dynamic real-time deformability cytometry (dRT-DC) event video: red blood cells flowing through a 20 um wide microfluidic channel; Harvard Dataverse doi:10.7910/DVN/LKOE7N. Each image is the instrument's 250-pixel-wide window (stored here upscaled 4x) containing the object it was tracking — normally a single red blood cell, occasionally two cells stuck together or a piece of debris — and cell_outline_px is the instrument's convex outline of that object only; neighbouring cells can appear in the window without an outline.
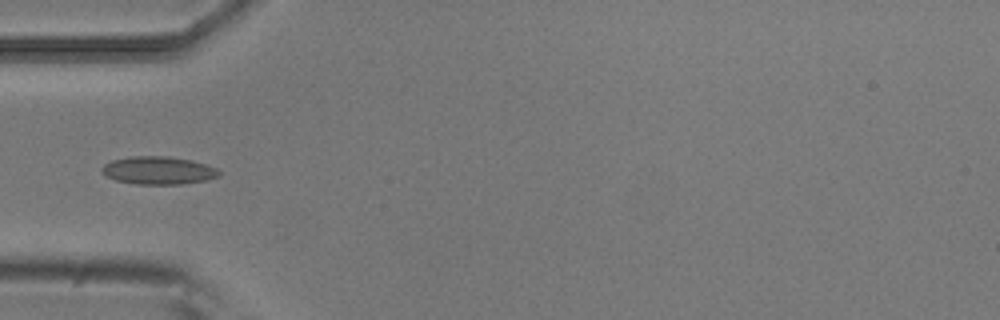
{"species": "common noctule bat (a hibernating species)", "species_latin": "Nyctalus noctula", "temperature_condition": "room temperature", "stored_images_in_passage": 5, "camera_frame_rate_fps": 3000, "um_per_image_px": 0.085, "animal": {"sex": "male", "body_mass_g": 20.5, "forearm_length_mm": 52.5}, "frame": {"image": 1, "passage_image": 5, "time_ms": 1.333, "image_size_px": [1000, 320], "cell_outline_px": [[220, 176], [208, 180], [180, 184], [136, 184], [116, 180], [104, 176], [100, 172], [100, 168], [104, 164], [112, 160], [132, 156], [168, 156], [192, 160], [216, 168], [220, 172]], "centroid_in_image_um": [13.43, 14.49], "position_along_channel_um": 71.6, "area_um2": 19.19}}